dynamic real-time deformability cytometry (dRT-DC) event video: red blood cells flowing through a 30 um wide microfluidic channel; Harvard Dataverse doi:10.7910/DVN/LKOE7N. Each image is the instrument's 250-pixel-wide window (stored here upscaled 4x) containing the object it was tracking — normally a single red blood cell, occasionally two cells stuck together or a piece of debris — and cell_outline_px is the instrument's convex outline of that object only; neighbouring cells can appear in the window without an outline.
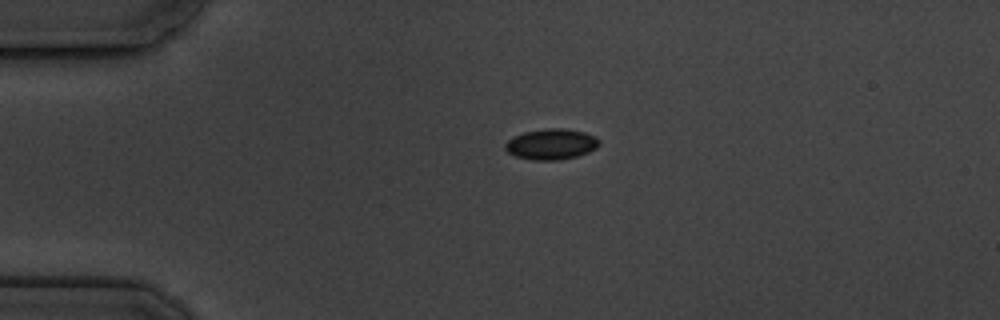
{"species": "common noctule bat (a hibernating species)", "species_latin": "Nyctalus noctula", "temperature_condition": "cold", "stored_images_in_passage": 2, "camera_frame_rate_fps": 3000, "um_per_image_px": 0.085, "animal": {"sex": "male", "body_mass_g": 19.5, "forearm_length_mm": 54.6}, "frame": {"image": 1, "passage_image": 1, "time_ms": 0.0, "image_size_px": [1000, 320], "cell_outline_px": [[600, 144], [596, 148], [588, 152], [576, 156], [560, 160], [532, 160], [516, 156], [508, 152], [504, 148], [504, 144], [508, 140], [524, 132], [548, 128], [564, 128], [584, 132], [596, 136], [600, 140]], "centroid_in_image_um": [46.88, 12.25], "position_along_channel_um": 38.1, "area_um2": 16.82}}